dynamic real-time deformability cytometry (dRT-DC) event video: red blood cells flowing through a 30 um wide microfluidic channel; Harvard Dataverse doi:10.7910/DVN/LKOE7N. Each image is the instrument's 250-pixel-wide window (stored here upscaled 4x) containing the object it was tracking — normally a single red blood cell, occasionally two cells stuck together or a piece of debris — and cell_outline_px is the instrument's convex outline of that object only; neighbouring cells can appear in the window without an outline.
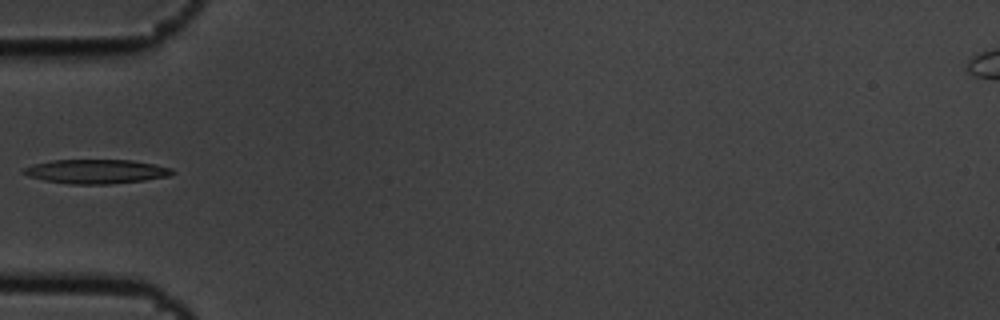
{"species": "common noctule bat (a hibernating species)", "species_latin": "Nyctalus noctula", "temperature_condition": "cold", "stored_images_in_passage": 4, "camera_frame_rate_fps": 3000, "um_per_image_px": 0.085, "animal": {"sex": "male", "body_mass_g": 19.5, "forearm_length_mm": 54.6}, "frame": {"image": 1, "passage_image": 4, "time_ms": 1.0, "image_size_px": [1000, 320], "cell_outline_px": [[176, 172], [168, 176], [144, 180], [108, 184], [68, 184], [44, 180], [28, 176], [20, 172], [20, 168], [32, 164], [52, 160], [132, 160], [172, 168]], "centroid_in_image_um": [8.1, 14.57], "position_along_channel_um": 76.9, "area_um2": 21.04}}